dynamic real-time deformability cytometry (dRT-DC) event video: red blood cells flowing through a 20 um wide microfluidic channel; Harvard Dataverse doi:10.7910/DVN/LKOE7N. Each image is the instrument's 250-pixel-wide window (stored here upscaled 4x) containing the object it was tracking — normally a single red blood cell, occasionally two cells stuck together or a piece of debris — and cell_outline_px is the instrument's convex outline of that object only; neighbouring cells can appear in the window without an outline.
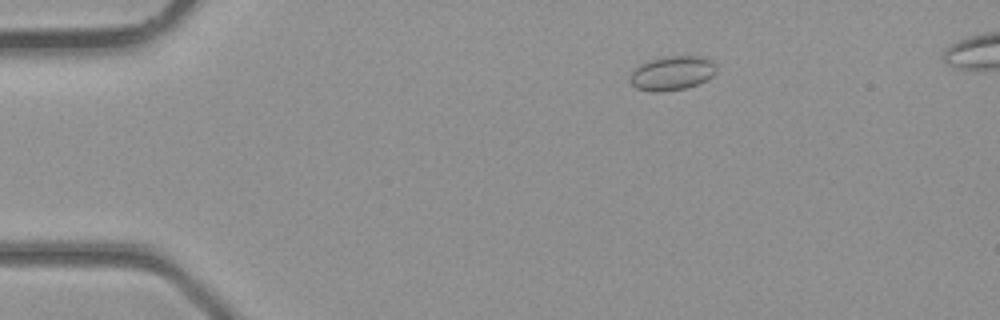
{"species": "common noctule bat (a hibernating species)", "species_latin": "Nyctalus noctula", "temperature_condition": "room temperature", "stored_images_in_passage": 41, "camera_frame_rate_fps": 3000, "um_per_image_px": 0.085, "animal": {"sex": "male", "body_mass_g": 23.1, "forearm_length_mm": 52.7}, "frame": {"image": 1, "passage_image": 8, "time_ms": 2.333, "image_size_px": [1000, 320], "cell_outline_px": [[716, 72], [712, 76], [688, 88], [664, 92], [652, 92], [636, 88], [628, 80], [632, 72], [640, 64], [648, 60], [664, 56], [700, 56], [712, 60], [716, 64]], "centroid_in_image_um": [57.11, 6.22], "position_along_channel_um": 27.9, "area_um2": 17.4}}
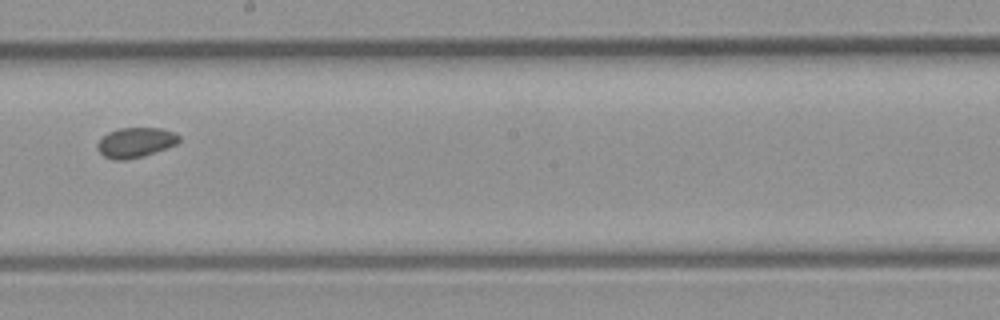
{"frame": {"image": 2, "passage_image": 24, "time_ms": 7.667, "image_size_px": [1000, 320], "cell_outline_px": [[180, 140], [176, 144], [144, 156], [124, 160], [116, 160], [104, 156], [96, 148], [96, 144], [108, 132], [120, 128], [160, 128], [176, 132], [180, 136]], "centroid_in_image_um": [11.53, 12.1], "position_along_channel_um": 236.7, "area_um2": 14.22}}
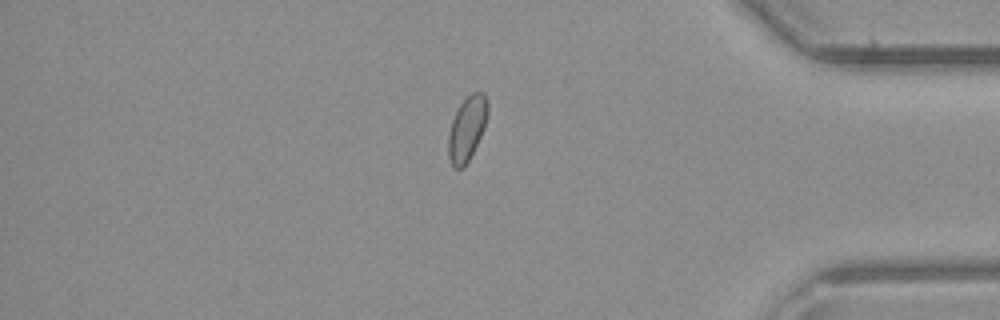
{"frame": {"image": 3, "passage_image": 35, "time_ms": 11.333, "image_size_px": [1000, 320], "cell_outline_px": [[488, 112], [484, 128], [464, 168], [452, 168], [448, 156], [448, 136], [452, 120], [460, 104], [472, 92], [484, 92], [488, 104]], "centroid_in_image_um": [39.68, 10.93], "position_along_channel_um": 395.5, "area_um2": 14.62}}